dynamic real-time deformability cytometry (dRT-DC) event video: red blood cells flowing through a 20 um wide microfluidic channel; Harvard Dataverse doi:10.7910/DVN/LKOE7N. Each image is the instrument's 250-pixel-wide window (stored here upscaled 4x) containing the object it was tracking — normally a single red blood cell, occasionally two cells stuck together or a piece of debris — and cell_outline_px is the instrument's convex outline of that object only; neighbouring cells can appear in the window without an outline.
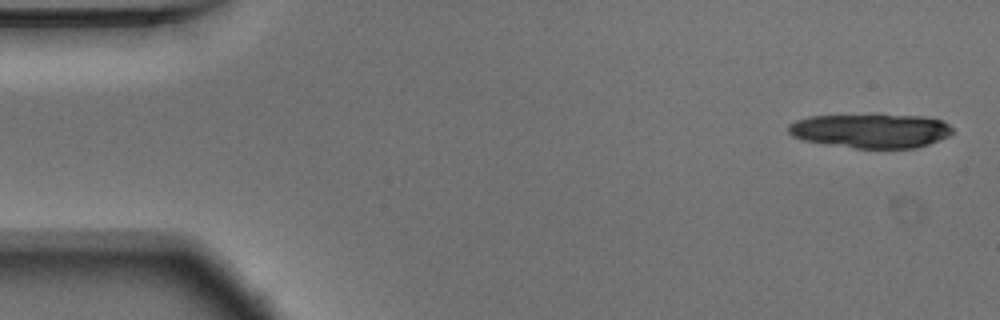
{"species": "Egyptian fruit bat (a non-hibernating species)", "species_latin": "Rousettus aegyptiacus", "temperature_condition": "warm", "stored_images_in_passage": 17, "camera_frame_rate_fps": 3000, "um_per_image_px": 0.085, "animal": {"sex": "male"}, "frame": {"image": 1, "passage_image": 1, "time_ms": 0.0, "image_size_px": [1000, 320], "cell_outline_px": [[956, 132], [948, 136], [928, 144], [916, 148], [856, 148], [824, 144], [804, 140], [792, 136], [788, 132], [788, 124], [796, 120], [808, 116], [876, 112], [880, 112], [924, 116], [940, 120], [948, 124]], "centroid_in_image_um": [74.01, 11.06], "position_along_channel_um": 11.0, "area_um2": 34.04}}